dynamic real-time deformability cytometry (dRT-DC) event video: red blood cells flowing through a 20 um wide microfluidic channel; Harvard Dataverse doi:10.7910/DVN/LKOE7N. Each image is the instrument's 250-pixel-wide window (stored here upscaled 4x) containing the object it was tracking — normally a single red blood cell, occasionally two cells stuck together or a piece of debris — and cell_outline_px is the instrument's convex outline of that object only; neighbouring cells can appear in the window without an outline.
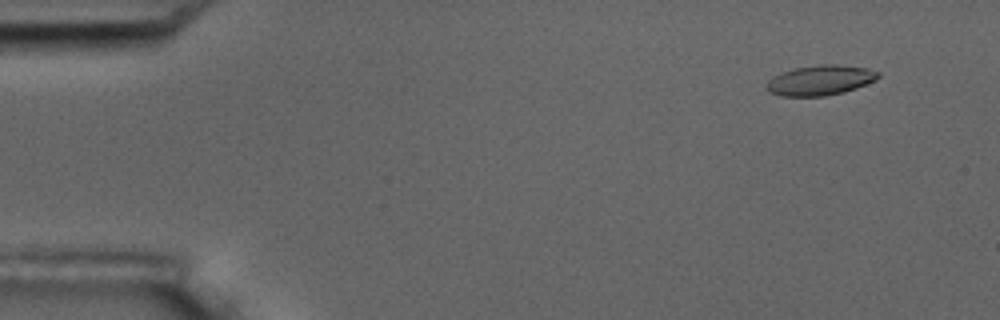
{"species": "common noctule bat (a hibernating species)", "species_latin": "Nyctalus noctula", "temperature_condition": "room temperature", "stored_images_in_passage": 6, "segment_of_instrument_passage": [2, 2], "camera_frame_rate_fps": 3000, "um_per_image_px": 0.085, "animal": {"sex": "male", "body_mass_g": 17.5, "forearm_length_mm": 52.3}, "frame": {"image": 1, "passage_image": 6, "time_ms": 6.0, "image_size_px": [1000, 320], "cell_outline_px": [[880, 76], [876, 80], [856, 88], [844, 92], [824, 96], [780, 96], [768, 92], [764, 88], [764, 84], [768, 80], [784, 72], [796, 68], [820, 64], [836, 64], [868, 68], [880, 72]], "centroid_in_image_um": [69.72, 6.83], "position_along_channel_um": 15.3, "area_um2": 19.65}}